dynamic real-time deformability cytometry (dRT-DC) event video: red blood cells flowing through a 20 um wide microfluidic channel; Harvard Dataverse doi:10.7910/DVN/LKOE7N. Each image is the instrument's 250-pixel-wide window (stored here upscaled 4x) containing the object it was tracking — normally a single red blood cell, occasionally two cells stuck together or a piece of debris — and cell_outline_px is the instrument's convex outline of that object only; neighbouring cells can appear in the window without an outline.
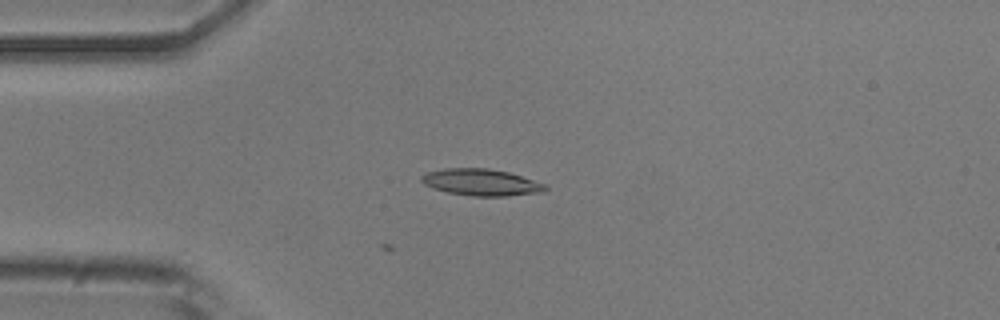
{"species": "common noctule bat (a hibernating species)", "species_latin": "Nyctalus noctula", "temperature_condition": "room temperature", "stored_images_in_passage": 13, "camera_frame_rate_fps": 3000, "um_per_image_px": 0.085, "animal": {"sex": "male", "body_mass_g": 20.5, "forearm_length_mm": 52.5}, "frame": {"image": 1, "passage_image": 13, "time_ms": 4.0, "image_size_px": [1000, 320], "cell_outline_px": [[548, 188], [544, 192], [504, 196], [472, 196], [448, 192], [432, 188], [424, 184], [420, 180], [420, 176], [428, 172], [444, 168], [488, 168], [508, 172], [548, 184]], "centroid_in_image_um": [40.92, 15.49], "position_along_channel_um": 44.1, "area_um2": 19.36}}